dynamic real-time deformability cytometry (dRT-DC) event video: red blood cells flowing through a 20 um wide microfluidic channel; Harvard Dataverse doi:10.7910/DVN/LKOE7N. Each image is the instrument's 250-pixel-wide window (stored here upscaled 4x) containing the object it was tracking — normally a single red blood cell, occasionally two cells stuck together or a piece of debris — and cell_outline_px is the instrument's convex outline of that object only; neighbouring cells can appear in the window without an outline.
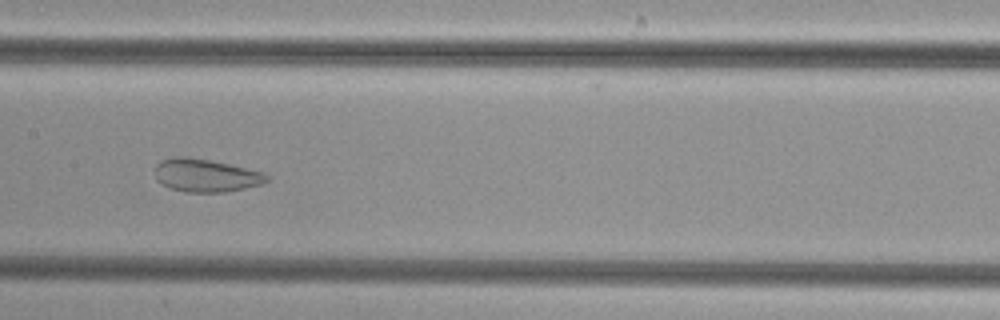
{"species": "common noctule bat (a hibernating species)", "species_latin": "Nyctalus noctula", "temperature_condition": "cold", "stored_images_in_passage": 51, "camera_frame_rate_fps": 3000, "um_per_image_px": 0.085, "animal": {"sex": "female", "body_mass_g": 29.2, "forearm_length_mm": 56.3}, "frame": {"image": 1, "passage_image": 25, "time_ms": 8.0, "image_size_px": [1000, 320], "cell_outline_px": [[268, 180], [264, 184], [224, 192], [184, 192], [168, 188], [160, 184], [156, 180], [156, 164], [160, 160], [172, 156], [188, 156], [228, 164], [264, 172], [268, 176]], "centroid_in_image_um": [17.45, 14.91], "position_along_channel_um": 189.9, "area_um2": 21.68}}
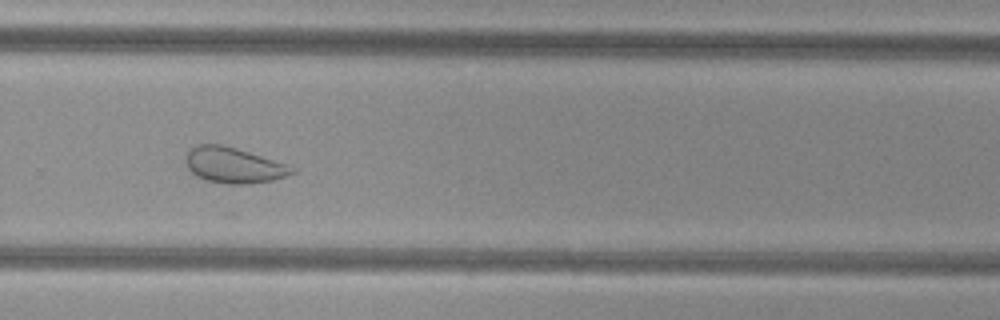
{"frame": {"image": 2, "passage_image": 34, "time_ms": 11.0, "image_size_px": [1000, 320], "cell_outline_px": [[296, 172], [288, 176], [272, 180], [248, 184], [228, 184], [204, 180], [196, 176], [188, 168], [184, 160], [184, 156], [196, 144], [220, 144], [236, 148], [288, 164], [296, 168]], "centroid_in_image_um": [19.86, 14.05], "position_along_channel_um": 309.9, "area_um2": 22.25}}
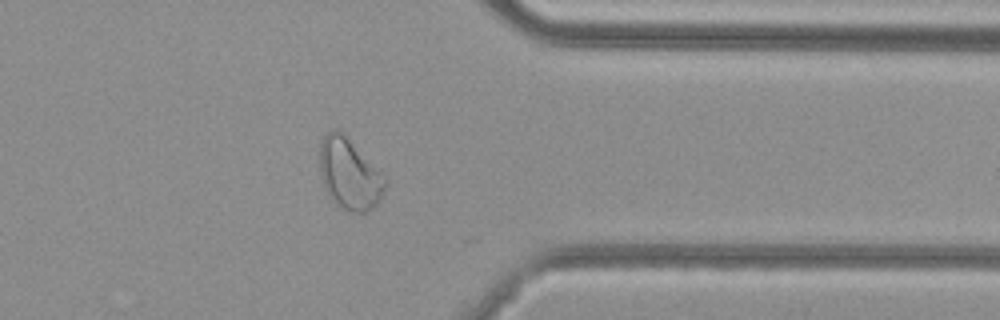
{"frame": {"image": 3, "passage_image": 40, "time_ms": 13.0, "image_size_px": [1000, 320], "cell_outline_px": [[388, 184], [380, 200], [372, 208], [364, 212], [348, 212], [336, 204], [328, 196], [324, 188], [320, 172], [320, 140], [328, 132], [336, 128], [344, 132], [388, 180]], "centroid_in_image_um": [29.7, 14.78], "position_along_channel_um": 381.7, "area_um2": 27.4}}